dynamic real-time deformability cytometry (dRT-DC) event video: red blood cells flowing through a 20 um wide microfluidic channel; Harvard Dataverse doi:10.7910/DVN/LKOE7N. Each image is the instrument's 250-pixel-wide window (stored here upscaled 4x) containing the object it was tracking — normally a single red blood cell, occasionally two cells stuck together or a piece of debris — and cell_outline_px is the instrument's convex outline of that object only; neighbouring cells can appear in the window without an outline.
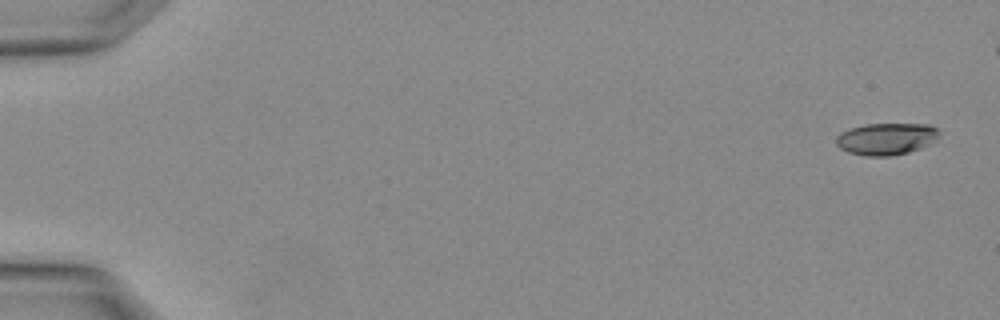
{"species": "Egyptian fruit bat (a non-hibernating species)", "species_latin": "Rousettus aegyptiacus", "temperature_condition": "warm", "stored_images_in_passage": 2, "segment_of_instrument_passage": [2, 2], "camera_frame_rate_fps": 3000, "um_per_image_px": 0.085, "animal": {"sex": "female"}, "frame": {"image": 1, "passage_image": 2, "time_ms": 0.333, "image_size_px": [1000, 320], "cell_outline_px": [[940, 132], [928, 144], [920, 148], [908, 152], [892, 156], [864, 156], [848, 152], [840, 148], [836, 144], [836, 136], [840, 132], [864, 124], [928, 124], [936, 128]], "centroid_in_image_um": [75.28, 11.8], "position_along_channel_um": 9.7, "area_um2": 19.02}}